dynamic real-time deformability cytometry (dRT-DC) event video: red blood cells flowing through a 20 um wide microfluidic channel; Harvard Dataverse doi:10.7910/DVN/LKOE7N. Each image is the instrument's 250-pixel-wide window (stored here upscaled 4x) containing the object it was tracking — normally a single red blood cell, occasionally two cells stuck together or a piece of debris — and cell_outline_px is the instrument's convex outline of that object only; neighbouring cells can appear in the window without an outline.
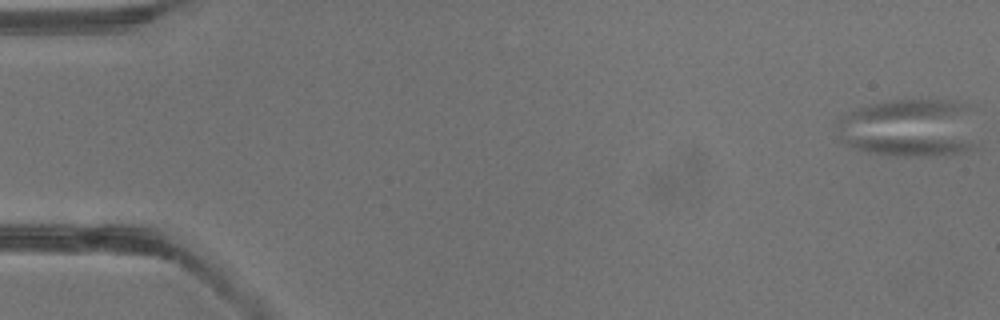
{"species": "common noctule bat (a hibernating species)", "species_latin": "Nyctalus noctula", "temperature_condition": "warm", "stored_images_in_passage": 3, "camera_frame_rate_fps": 3000, "um_per_image_px": 0.085, "animal": {"sex": "male", "body_mass_g": 13.3}, "frame": {"image": 1, "passage_image": 1, "time_ms": 0.0, "image_size_px": [1000, 320], "cell_outline_px": [[972, 144], [968, 148], [960, 152], [944, 156], [900, 156], [868, 152], [856, 148], [840, 140], [844, 136], [848, 136], [944, 140]], "centroid_in_image_um": [77.0, 12.42], "position_along_channel_um": 8.0, "area_um2": 13.18}}